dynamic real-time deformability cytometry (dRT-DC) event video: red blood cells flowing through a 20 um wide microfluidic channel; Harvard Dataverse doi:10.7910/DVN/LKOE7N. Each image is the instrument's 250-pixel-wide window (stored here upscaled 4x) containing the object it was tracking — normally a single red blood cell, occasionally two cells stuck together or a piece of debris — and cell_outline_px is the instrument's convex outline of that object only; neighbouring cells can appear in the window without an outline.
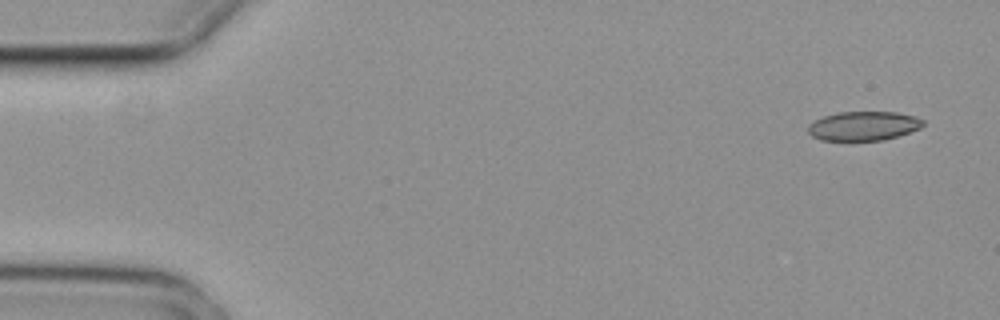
{"species": "common noctule bat (a hibernating species)", "species_latin": "Nyctalus noctula", "temperature_condition": "cold", "stored_images_in_passage": 5, "camera_frame_rate_fps": 3000, "um_per_image_px": 0.085, "animal": {"sex": "female", "body_mass_g": 29.2, "forearm_length_mm": 56.3}, "frame": {"image": 1, "passage_image": 1, "time_ms": 0.0, "image_size_px": [1000, 320], "cell_outline_px": [[924, 124], [920, 128], [884, 140], [820, 140], [812, 136], [808, 132], [808, 124], [824, 116], [840, 112], [896, 112], [916, 116], [924, 120]], "centroid_in_image_um": [73.4, 10.7], "position_along_channel_um": 11.6, "area_um2": 19.42}}
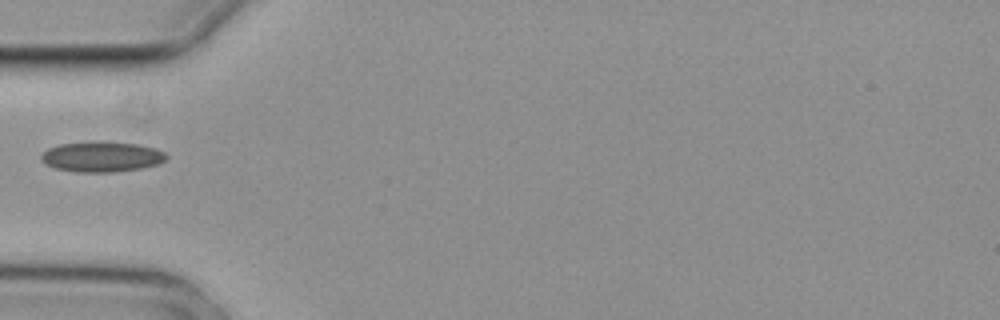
{"frame": {"image": 2, "passage_image": 4, "time_ms": 1.0, "image_size_px": [1000, 320], "cell_outline_px": [[168, 156], [164, 160], [156, 164], [140, 168], [112, 172], [76, 172], [56, 168], [44, 164], [40, 160], [40, 156], [48, 148], [60, 144], [92, 140], [136, 144], [156, 148], [164, 152]], "centroid_in_image_um": [8.6, 13.31], "position_along_channel_um": 76.4, "area_um2": 22.25}}
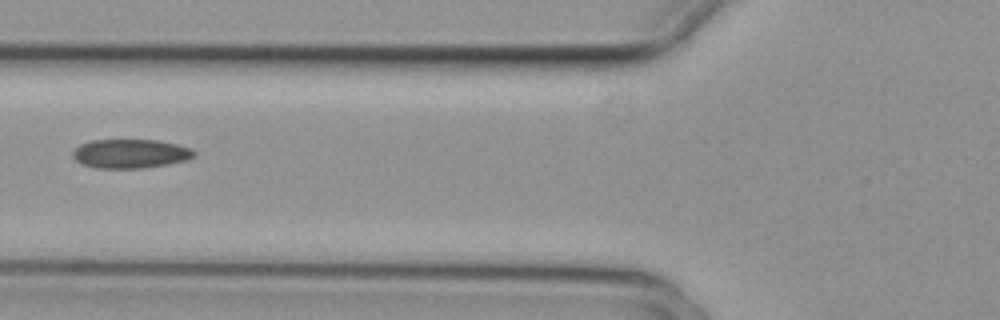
{"frame": {"image": 3, "passage_image": 5, "time_ms": 1.333, "image_size_px": [1000, 320], "cell_outline_px": [[196, 156], [188, 160], [168, 164], [144, 168], [96, 168], [84, 164], [76, 160], [72, 156], [72, 152], [80, 144], [92, 140], [160, 140], [192, 148], [196, 152]], "centroid_in_image_um": [11.13, 13.06], "position_along_channel_um": 114.7, "area_um2": 20.63}}